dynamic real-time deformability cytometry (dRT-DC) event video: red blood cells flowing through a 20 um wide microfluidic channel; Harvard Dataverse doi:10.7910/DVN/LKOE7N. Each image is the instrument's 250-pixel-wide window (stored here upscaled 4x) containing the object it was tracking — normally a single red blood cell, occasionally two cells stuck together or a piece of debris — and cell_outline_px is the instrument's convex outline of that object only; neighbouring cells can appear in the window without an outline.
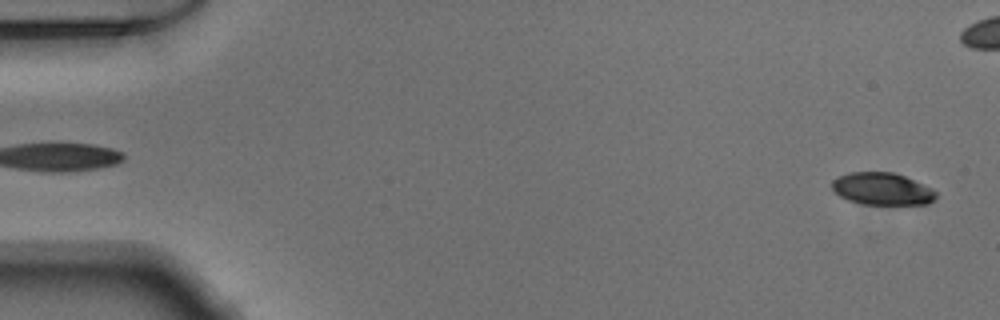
{"species": "Egyptian fruit bat (a non-hibernating species)", "species_latin": "Rousettus aegyptiacus", "temperature_condition": "warm", "stored_images_in_passage": 51, "camera_frame_rate_fps": 3000, "um_per_image_px": 0.085, "animal": {"sex": "male"}, "frame": {"image": 1, "passage_image": 1, "time_ms": 0.0, "image_size_px": [1000, 320], "cell_outline_px": [[936, 200], [928, 204], [864, 204], [848, 200], [840, 196], [832, 188], [832, 180], [848, 172], [892, 172], [904, 176], [932, 188], [936, 192]], "centroid_in_image_um": [75.0, 16.05], "position_along_channel_um": 10.0, "area_um2": 19.48}}
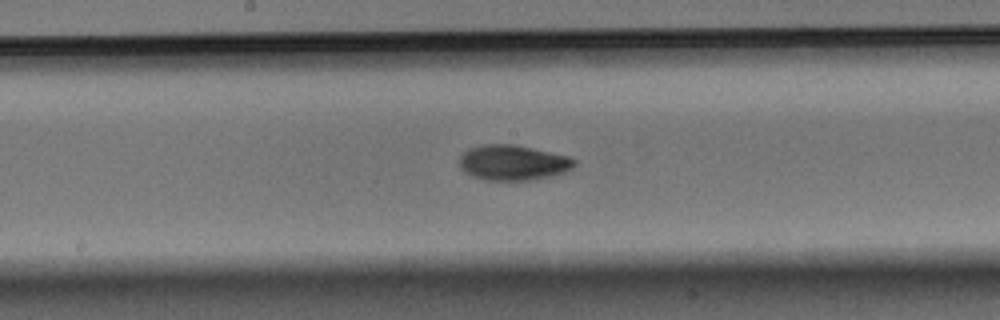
{"frame": {"image": 2, "passage_image": 26, "time_ms": 8.333, "image_size_px": [1000, 320], "cell_outline_px": [[576, 164], [572, 168], [564, 172], [532, 180], [484, 180], [472, 176], [464, 172], [460, 168], [460, 156], [468, 148], [484, 144], [512, 144], [572, 156], [576, 160]], "centroid_in_image_um": [43.6, 13.82], "position_along_channel_um": 204.6, "area_um2": 23.76}}
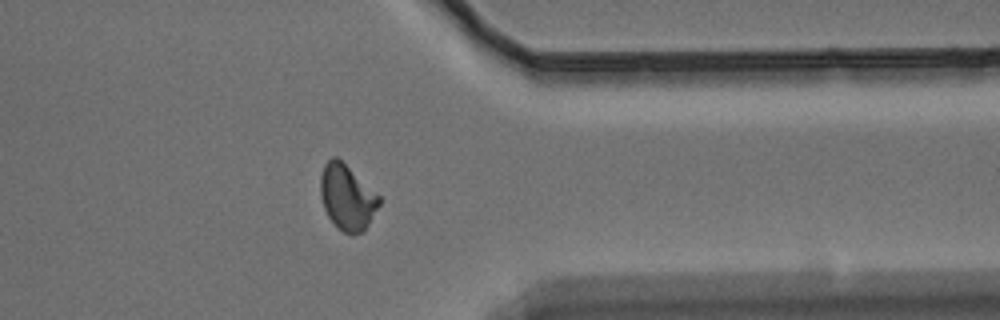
{"frame": {"image": 3, "passage_image": 40, "time_ms": 13.0, "image_size_px": [1000, 320], "cell_outline_px": [[380, 204], [368, 224], [360, 232], [352, 236], [344, 232], [328, 216], [324, 208], [320, 196], [320, 176], [324, 164], [332, 156], [336, 156], [380, 196]], "centroid_in_image_um": [29.48, 16.75], "position_along_channel_um": 381.9, "area_um2": 22.02}}